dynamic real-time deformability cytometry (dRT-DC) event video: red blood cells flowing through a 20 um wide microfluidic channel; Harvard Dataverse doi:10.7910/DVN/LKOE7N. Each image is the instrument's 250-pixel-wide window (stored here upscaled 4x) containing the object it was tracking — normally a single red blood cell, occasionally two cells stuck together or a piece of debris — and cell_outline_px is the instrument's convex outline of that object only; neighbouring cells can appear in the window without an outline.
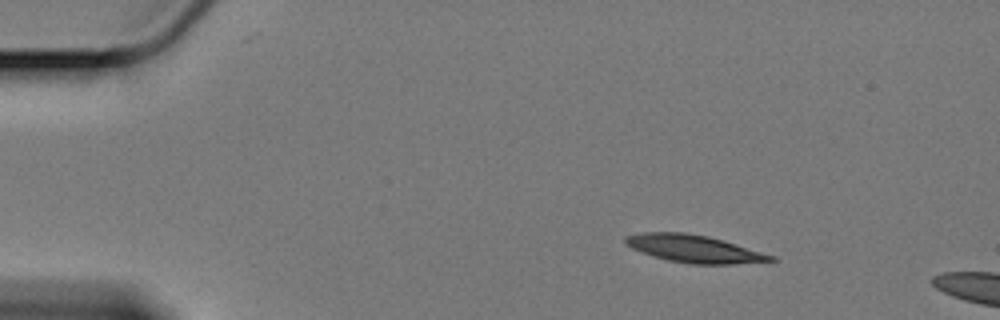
{"species": "Egyptian fruit bat (a non-hibernating species)", "species_latin": "Rousettus aegyptiacus", "temperature_condition": "cold", "stored_images_in_passage": 13, "camera_frame_rate_fps": 3000, "um_per_image_px": 0.085, "animal": {"sex": "female"}, "frame": {"image": 1, "passage_image": 8, "time_ms": 2.333, "image_size_px": [1000, 320], "cell_outline_px": [[776, 260], [732, 264], [692, 264], [668, 260], [652, 256], [632, 248], [624, 244], [624, 236], [640, 232], [684, 232], [708, 236], [724, 240], [776, 256]], "centroid_in_image_um": [58.97, 21.13], "position_along_channel_um": 26.0, "area_um2": 23.41}}